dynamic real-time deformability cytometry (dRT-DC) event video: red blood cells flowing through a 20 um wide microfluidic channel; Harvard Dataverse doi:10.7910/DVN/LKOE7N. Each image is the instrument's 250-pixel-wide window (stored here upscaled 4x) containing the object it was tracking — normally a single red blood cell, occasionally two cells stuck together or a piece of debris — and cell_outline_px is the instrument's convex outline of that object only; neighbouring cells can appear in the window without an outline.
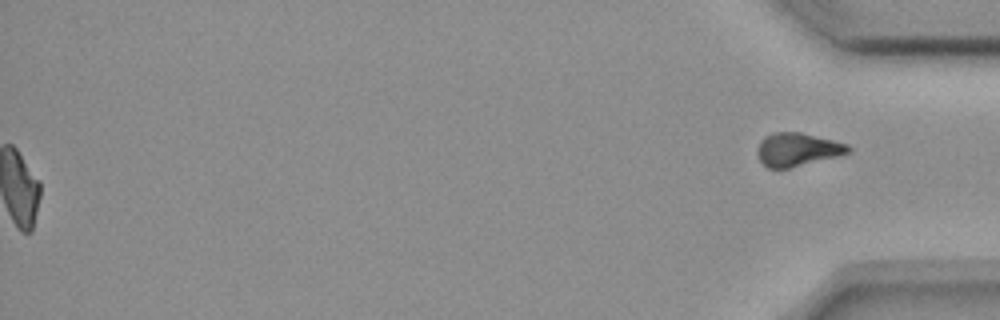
{"species": "common noctule bat (a hibernating species)", "species_latin": "Nyctalus noctula", "temperature_condition": "room temperature", "stored_images_in_passage": 48, "segment_of_instrument_passage": [2, 2], "camera_frame_rate_fps": 3000, "um_per_image_px": 0.085, "animal": {"sex": "female", "body_mass_g": 18.4}, "frame": {"image": 1, "passage_image": 48, "time_ms": 15.667, "image_size_px": [1000, 320], "cell_outline_px": [[852, 148], [848, 152], [836, 156], [788, 168], [768, 168], [760, 160], [756, 152], [760, 140], [764, 136], [772, 132], [800, 132], [848, 144]], "centroid_in_image_um": [67.73, 12.69], "position_along_channel_um": 367.5, "area_um2": 17.4}}